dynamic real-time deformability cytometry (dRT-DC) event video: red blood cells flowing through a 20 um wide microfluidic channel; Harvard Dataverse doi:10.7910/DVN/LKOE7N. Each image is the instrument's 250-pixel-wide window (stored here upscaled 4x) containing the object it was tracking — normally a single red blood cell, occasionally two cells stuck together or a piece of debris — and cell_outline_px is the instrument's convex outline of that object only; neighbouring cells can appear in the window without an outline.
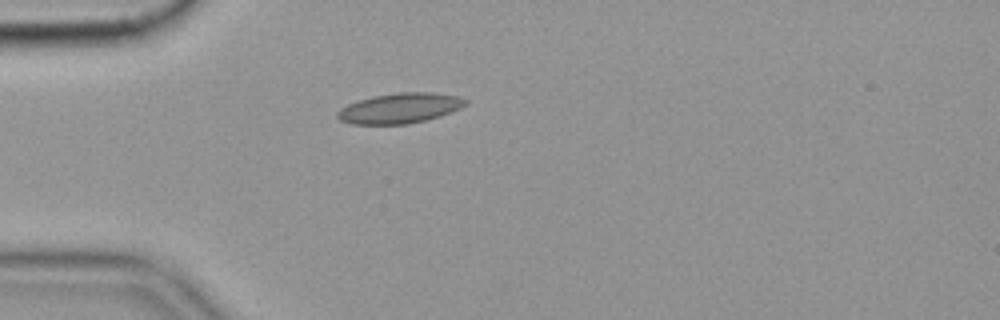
{"species": "common noctule bat (a hibernating species)", "species_latin": "Nyctalus noctula", "temperature_condition": "cold", "stored_images_in_passage": 42, "camera_frame_rate_fps": 3000, "um_per_image_px": 0.085, "animal": {"sex": "female", "body_mass_g": 19.9}, "frame": {"image": 1, "passage_image": 1, "time_ms": 0.0, "image_size_px": [1000, 320], "cell_outline_px": [[468, 104], [460, 108], [440, 116], [408, 124], [352, 124], [340, 120], [336, 116], [336, 112], [340, 108], [348, 104], [372, 96], [396, 92], [432, 92], [456, 96], [468, 100]], "centroid_in_image_um": [33.97, 9.19], "position_along_channel_um": 51.0, "area_um2": 22.54}, "authors_computed_cell_mechanics": {"area_um2": 20.7213, "velocity_mm_per_s": 3.5327, "shape_relaxation_time_tau1_ms": null, "shape_relaxation_time_tau2_ms": 4.0569, "deformation_change_tau1": null, "deformation_change_tau2": 0.0728}}